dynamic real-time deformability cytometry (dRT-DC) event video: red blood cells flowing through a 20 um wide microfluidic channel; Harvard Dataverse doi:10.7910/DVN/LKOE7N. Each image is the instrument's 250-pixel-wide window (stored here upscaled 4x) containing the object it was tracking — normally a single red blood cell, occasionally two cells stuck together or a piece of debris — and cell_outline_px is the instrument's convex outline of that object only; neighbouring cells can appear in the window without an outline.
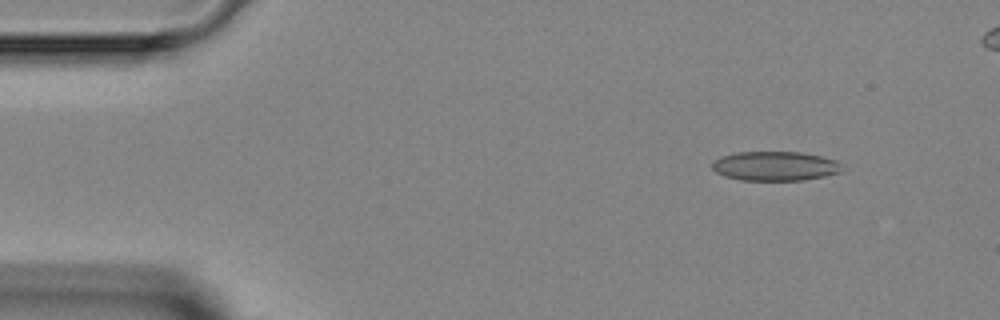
{"species": "Egyptian fruit bat (a non-hibernating species)", "species_latin": "Rousettus aegyptiacus", "temperature_condition": "room temperature", "stored_images_in_passage": 4, "camera_frame_rate_fps": 3000, "um_per_image_px": 0.085, "animal": {"sex": "female"}, "frame": {"image": 1, "passage_image": 2, "time_ms": 1.0, "image_size_px": [1000, 320], "cell_outline_px": [[844, 164], [840, 172], [824, 176], [804, 180], [740, 180], [724, 176], [716, 172], [712, 168], [712, 160], [720, 156], [736, 152], [800, 152], [824, 156], [836, 160]], "centroid_in_image_um": [65.89, 14.11], "position_along_channel_um": 19.1, "area_um2": 22.48}}